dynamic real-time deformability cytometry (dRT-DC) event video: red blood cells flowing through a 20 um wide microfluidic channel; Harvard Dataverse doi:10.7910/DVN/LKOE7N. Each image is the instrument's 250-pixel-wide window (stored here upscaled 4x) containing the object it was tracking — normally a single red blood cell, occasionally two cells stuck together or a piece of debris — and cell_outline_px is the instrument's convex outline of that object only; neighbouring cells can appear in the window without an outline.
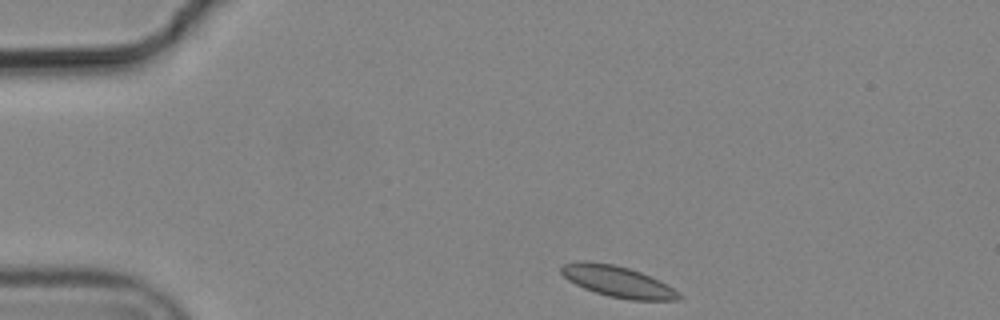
{"species": "common noctule bat (a hibernating species)", "species_latin": "Nyctalus noctula", "temperature_condition": "cold", "stored_images_in_passage": 6, "camera_frame_rate_fps": 3000, "um_per_image_px": 0.085, "animal": {"sex": "male", "body_mass_g": 19.2, "forearm_length_mm": 51.8}, "frame": {"image": 1, "passage_image": 1, "time_ms": 0.0, "image_size_px": [1000, 320], "cell_outline_px": [[684, 296], [680, 300], [632, 300], [608, 296], [584, 288], [568, 280], [560, 272], [560, 268], [564, 264], [584, 260], [612, 264], [628, 268], [640, 272], [680, 292]], "centroid_in_image_um": [52.5, 23.94], "position_along_channel_um": 32.5, "area_um2": 21.04}}
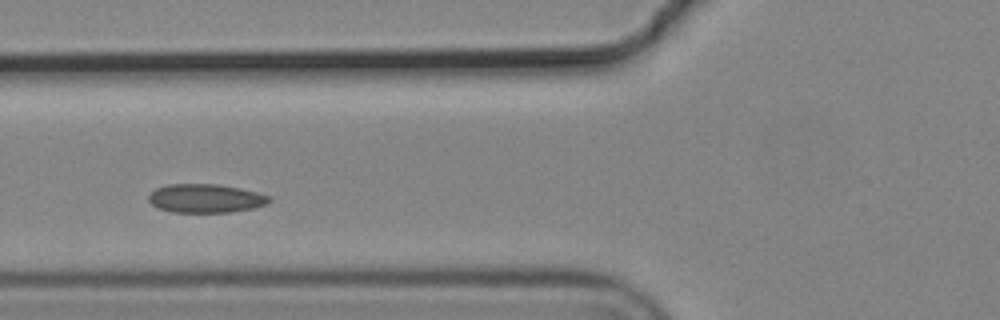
{"frame": {"image": 2, "passage_image": 4, "time_ms": 1.0, "image_size_px": [1000, 320], "cell_outline_px": [[272, 200], [268, 204], [252, 208], [232, 212], [172, 212], [160, 208], [152, 204], [148, 200], [148, 196], [156, 188], [168, 184], [216, 184], [240, 188], [272, 196]], "centroid_in_image_um": [17.51, 16.86], "position_along_channel_um": 108.3, "area_um2": 20.17}}
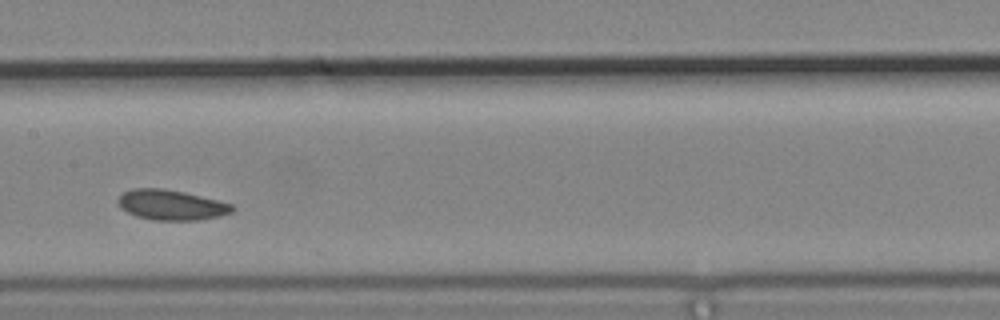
{"frame": {"image": 3, "passage_image": 6, "time_ms": 1.667, "image_size_px": [1000, 320], "cell_outline_px": [[236, 208], [232, 212], [220, 216], [196, 220], [152, 220], [136, 216], [120, 208], [116, 200], [124, 192], [132, 188], [160, 188], [184, 192], [232, 204]], "centroid_in_image_um": [14.53, 17.42], "position_along_channel_um": 192.9, "area_um2": 20.06}}